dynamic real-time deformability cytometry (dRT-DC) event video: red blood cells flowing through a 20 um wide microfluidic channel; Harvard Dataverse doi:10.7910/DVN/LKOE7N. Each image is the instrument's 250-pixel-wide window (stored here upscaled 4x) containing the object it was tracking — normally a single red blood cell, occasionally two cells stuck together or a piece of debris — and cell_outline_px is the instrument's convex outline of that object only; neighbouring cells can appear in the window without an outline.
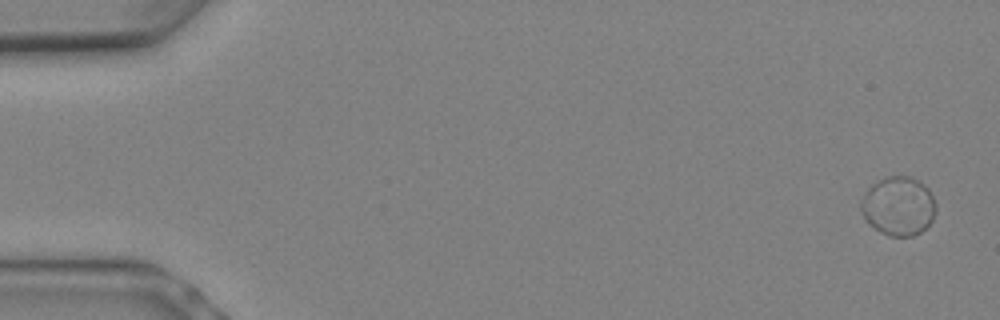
{"species": "Egyptian fruit bat (a non-hibernating species)", "species_latin": "Rousettus aegyptiacus", "temperature_condition": "warm", "stored_images_in_passage": 7, "camera_frame_rate_fps": 3000, "um_per_image_px": 0.085, "animal": {"sex": "female"}, "frame": {"image": 1, "passage_image": 1, "time_ms": 0.0, "image_size_px": [1000, 320], "cell_outline_px": [[936, 212], [932, 220], [920, 232], [912, 236], [888, 236], [880, 232], [868, 224], [860, 208], [860, 200], [864, 192], [872, 184], [884, 176], [908, 176], [924, 184], [928, 188], [936, 204]], "centroid_in_image_um": [76.34, 17.51], "position_along_channel_um": 8.7, "area_um2": 25.89}}
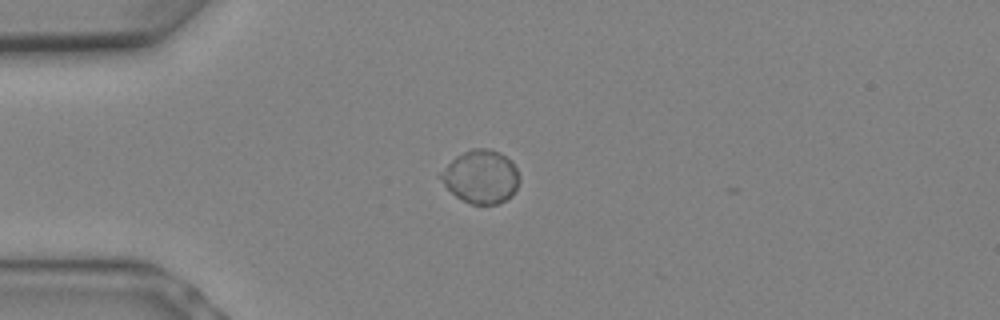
{"frame": {"image": 2, "passage_image": 6, "time_ms": 1.667, "image_size_px": [1000, 320], "cell_outline_px": [[520, 180], [512, 196], [496, 204], [472, 204], [456, 196], [436, 176], [456, 156], [472, 148], [488, 148], [500, 152], [512, 160], [520, 176]], "centroid_in_image_um": [40.89, 15.0], "position_along_channel_um": 44.1, "area_um2": 24.45}}